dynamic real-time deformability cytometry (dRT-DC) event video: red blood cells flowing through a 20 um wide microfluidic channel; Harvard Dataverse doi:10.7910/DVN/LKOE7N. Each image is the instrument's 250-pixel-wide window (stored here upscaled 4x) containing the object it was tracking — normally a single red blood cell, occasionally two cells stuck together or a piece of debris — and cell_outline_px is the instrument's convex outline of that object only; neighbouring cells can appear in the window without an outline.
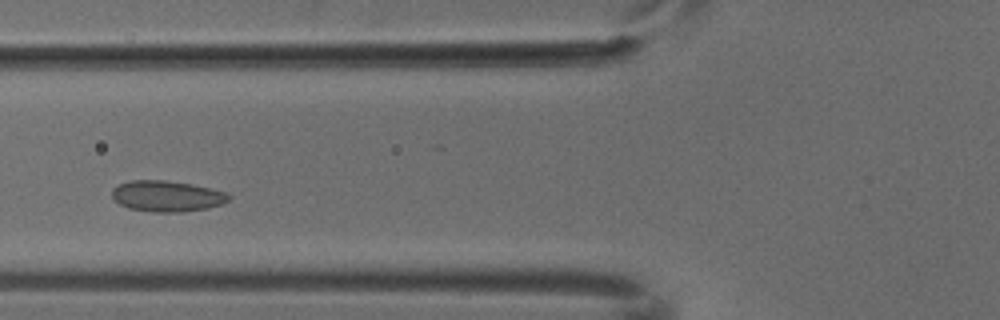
{"species": "common noctule bat (a hibernating species)", "species_latin": "Nyctalus noctula", "temperature_condition": "cold", "stored_images_in_passage": 4, "camera_frame_rate_fps": 3000, "um_per_image_px": 0.085, "animal": {"sex": "male", "body_mass_g": 18.8}, "frame": {"image": 1, "passage_image": 2, "time_ms": 0.333, "image_size_px": [1000, 320], "cell_outline_px": [[232, 196], [228, 200], [220, 204], [208, 208], [184, 212], [152, 212], [128, 208], [120, 204], [112, 196], [112, 188], [128, 180], [164, 180], [192, 184], [212, 188], [228, 192]], "centroid_in_image_um": [14.21, 16.67], "position_along_channel_um": 111.6, "area_um2": 21.21}}
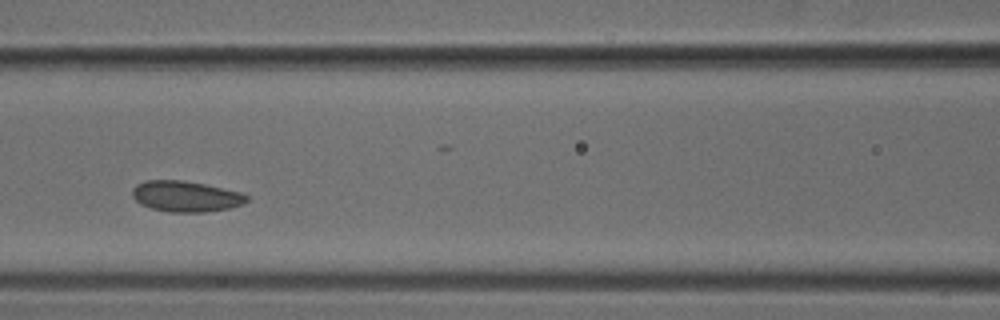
{"frame": {"image": 2, "passage_image": 3, "time_ms": 0.667, "image_size_px": [1000, 320], "cell_outline_px": [[248, 200], [244, 204], [228, 208], [204, 212], [168, 212], [152, 208], [140, 204], [132, 196], [132, 188], [136, 184], [144, 180], [180, 180], [204, 184], [240, 192], [248, 196]], "centroid_in_image_um": [15.76, 16.69], "position_along_channel_um": 150.8, "area_um2": 20.52}}